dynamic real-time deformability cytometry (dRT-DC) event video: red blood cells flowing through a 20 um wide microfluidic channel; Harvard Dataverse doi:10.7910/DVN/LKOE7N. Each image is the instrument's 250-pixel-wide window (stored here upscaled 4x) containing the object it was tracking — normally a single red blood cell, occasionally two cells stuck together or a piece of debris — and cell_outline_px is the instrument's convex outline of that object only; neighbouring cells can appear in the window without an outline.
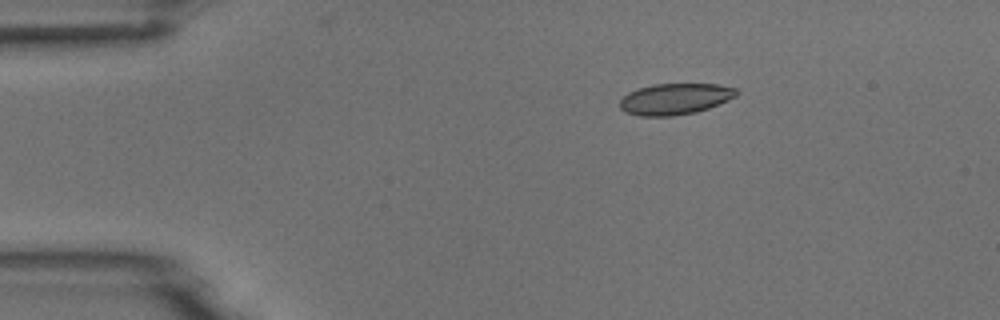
{"species": "common noctule bat (a hibernating species)", "species_latin": "Nyctalus noctula", "temperature_condition": "room temperature", "stored_images_in_passage": 6, "camera_frame_rate_fps": 3000, "um_per_image_px": 0.085, "animal": {"sex": "male", "body_mass_g": 18.8}, "frame": {"image": 1, "passage_image": 3, "time_ms": 2.0, "image_size_px": [1000, 320], "cell_outline_px": [[740, 92], [736, 96], [720, 104], [696, 112], [672, 116], [640, 116], [624, 112], [620, 108], [620, 100], [628, 92], [652, 84], [716, 84], [736, 88]], "centroid_in_image_um": [57.38, 8.41], "position_along_channel_um": 27.6, "area_um2": 21.27}}
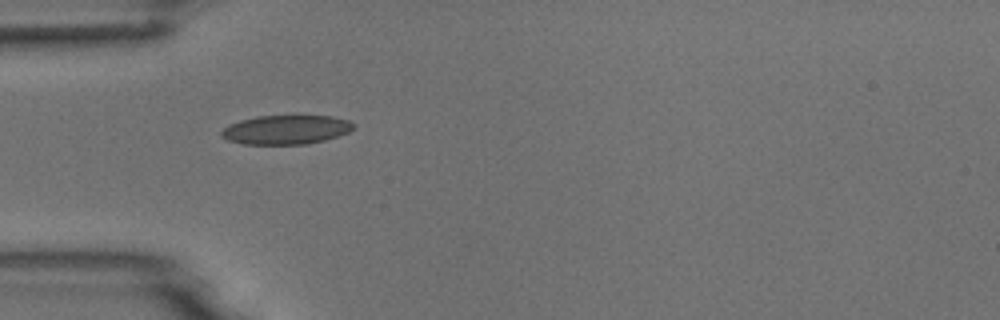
{"frame": {"image": 2, "passage_image": 5, "time_ms": 4.333, "image_size_px": [1000, 320], "cell_outline_px": [[356, 128], [348, 132], [324, 140], [308, 144], [244, 144], [228, 140], [220, 136], [220, 132], [228, 124], [240, 120], [256, 116], [332, 116], [348, 120], [356, 124]], "centroid_in_image_um": [24.31, 11.02], "position_along_channel_um": 60.7, "area_um2": 22.48}}